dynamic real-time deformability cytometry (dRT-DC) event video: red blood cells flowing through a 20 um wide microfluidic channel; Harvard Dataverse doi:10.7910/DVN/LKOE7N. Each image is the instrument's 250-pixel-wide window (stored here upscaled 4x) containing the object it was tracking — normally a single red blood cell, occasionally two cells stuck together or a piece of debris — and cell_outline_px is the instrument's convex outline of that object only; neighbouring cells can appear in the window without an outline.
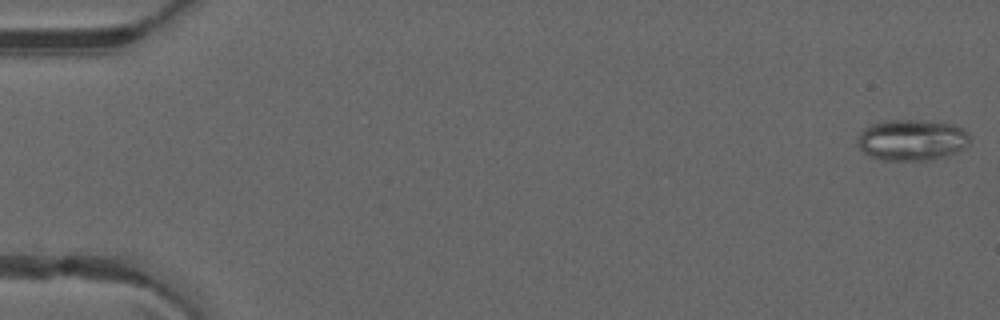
{"species": "common noctule bat (a hibernating species)", "species_latin": "Nyctalus noctula", "temperature_condition": "warm", "stored_images_in_passage": 50, "camera_frame_rate_fps": 3000, "um_per_image_px": 0.085, "animal": {"sex": "male", "forearm_length_mm": 52.5}, "frame": {"image": 1, "passage_image": 1, "time_ms": 0.0, "image_size_px": [1000, 320], "cell_outline_px": [[968, 144], [964, 148], [956, 152], [932, 160], [880, 160], [868, 156], [856, 144], [856, 140], [860, 132], [864, 128], [872, 124], [884, 120], [924, 120], [952, 124], [968, 132]], "centroid_in_image_um": [77.46, 11.9], "position_along_channel_um": 7.5, "area_um2": 27.05}}
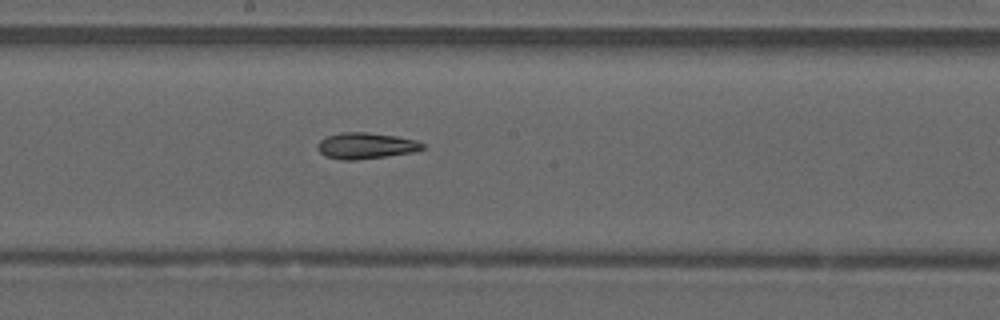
{"frame": {"image": 2, "passage_image": 28, "time_ms": 9.0, "image_size_px": [1000, 320], "cell_outline_px": [[424, 148], [412, 152], [388, 156], [356, 160], [340, 160], [324, 156], [316, 148], [316, 144], [320, 140], [328, 136], [344, 132], [364, 132], [396, 136], [416, 140], [424, 144]], "centroid_in_image_um": [31.06, 12.4], "position_along_channel_um": 217.1, "area_um2": 16.01}}
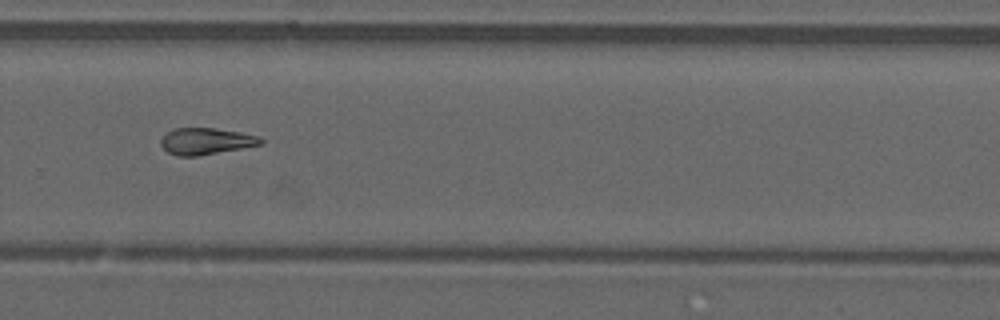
{"frame": {"image": 3, "passage_image": 35, "time_ms": 11.333, "image_size_px": [1000, 320], "cell_outline_px": [[264, 144], [196, 156], [176, 156], [168, 152], [160, 144], [160, 140], [168, 132], [176, 128], [216, 128], [240, 132], [260, 136], [264, 140]], "centroid_in_image_um": [17.54, 12.0], "position_along_channel_um": 312.3, "area_um2": 15.43}, "authors_computed_cell_mechanics": {"area_um2": 16.4152, "velocity_mm_per_s": 4.0972, "shape_relaxation_time_tau1_ms": null, "shape_relaxation_time_tau2_ms": 6.5794, "deformation_change_tau1": null, "deformation_change_tau2": 0.132}}